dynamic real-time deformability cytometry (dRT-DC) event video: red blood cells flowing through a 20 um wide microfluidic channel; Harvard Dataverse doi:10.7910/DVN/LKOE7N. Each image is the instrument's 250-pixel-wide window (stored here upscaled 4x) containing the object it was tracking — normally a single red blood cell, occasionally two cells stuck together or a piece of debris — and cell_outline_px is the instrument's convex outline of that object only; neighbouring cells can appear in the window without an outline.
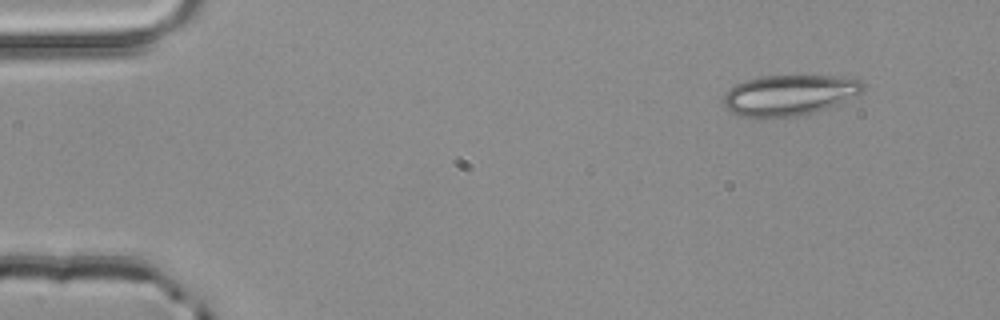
{"species": "common noctule bat (a hibernating species)", "species_latin": "Nyctalus noctula", "temperature_condition": "room temperature", "stored_images_in_passage": 4, "segment_of_instrument_passage": [1, 2], "camera_frame_rate_fps": 3000, "um_per_image_px": 0.085, "animal": {"sex": "male", "body_mass_g": 20.4}, "frame": {"image": 1, "passage_image": 1, "time_ms": 0.0, "image_size_px": [1000, 320], "cell_outline_px": [[864, 88], [856, 96], [816, 112], [796, 116], [740, 116], [728, 112], [724, 104], [724, 96], [736, 84], [760, 76], [856, 76], [864, 84]], "centroid_in_image_um": [67.15, 8.06], "position_along_channel_um": 17.9, "area_um2": 32.77}}